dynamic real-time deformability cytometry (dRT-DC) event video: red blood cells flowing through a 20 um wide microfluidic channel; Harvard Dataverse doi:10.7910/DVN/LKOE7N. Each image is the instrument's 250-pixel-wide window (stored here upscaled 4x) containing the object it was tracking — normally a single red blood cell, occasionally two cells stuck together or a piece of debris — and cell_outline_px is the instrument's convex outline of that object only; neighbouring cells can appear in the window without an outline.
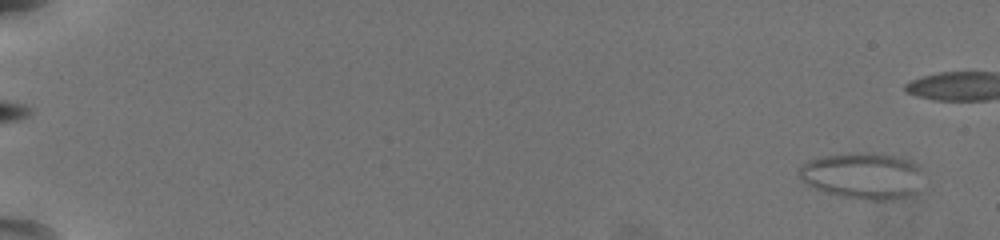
{"species": "common noctule bat (a hibernating species)", "species_latin": "Nyctalus noctula", "temperature_condition": "warm", "stored_images_in_passage": 64, "camera_frame_rate_fps": 3000, "um_per_image_px": 0.085, "animal": {"sex": "female", "body_mass_g": 19.5, "forearm_length_mm": 54.1}, "frame": {"image": 1, "passage_image": 4, "time_ms": 1.0, "image_size_px": [1000, 240], "cell_outline_px": [[916, 168], [908, 192], [904, 196], [876, 200], [844, 196], [808, 184], [800, 176], [800, 168], [804, 164], [812, 160], [824, 156], [848, 152], [872, 152], [892, 156], [916, 164]], "centroid_in_image_um": [73.14, 14.87], "position_along_channel_um": 11.9, "area_um2": 30.75}}
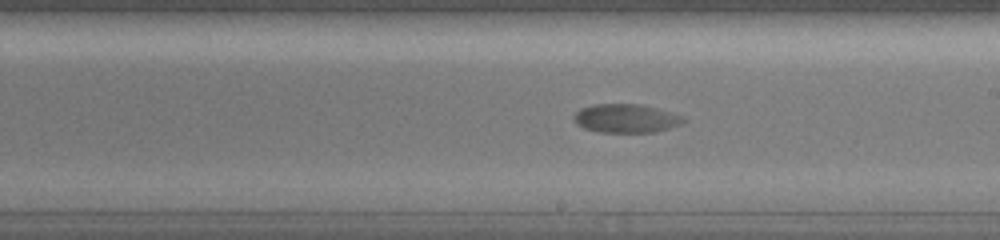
{"frame": {"image": 2, "passage_image": 40, "time_ms": 13.0, "image_size_px": [1000, 240], "cell_outline_px": [[684, 120], [680, 124], [656, 132], [600, 132], [584, 128], [576, 124], [576, 112], [580, 108], [596, 104], [640, 104], [680, 116]], "centroid_in_image_um": [53.15, 10.07], "position_along_channel_um": 235.8, "area_um2": 17.74}}
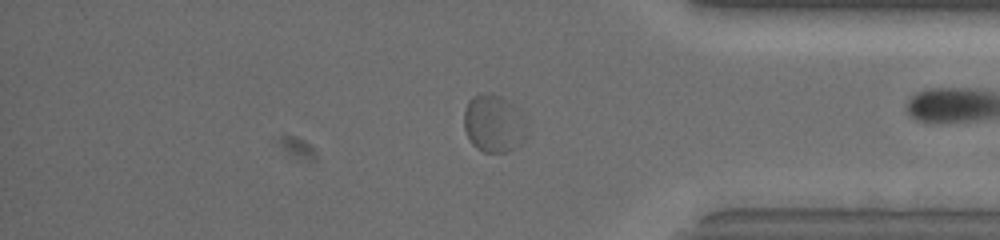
{"frame": {"image": 3, "passage_image": 54, "time_ms": 17.667, "image_size_px": [1000, 240], "cell_outline_px": [[524, 140], [516, 148], [508, 152], [484, 152], [476, 148], [472, 144], [464, 128], [464, 112], [468, 100], [484, 92], [500, 96], [504, 100], [524, 136]], "centroid_in_image_um": [41.77, 10.57], "position_along_channel_um": 393.4, "area_um2": 19.19}, "authors_computed_cell_mechanics": {"area_um2": 19.2185, "velocity_mm_per_s": 3.5766, "shape_relaxation_time_tau1_ms": 3.6258, "shape_relaxation_time_tau2_ms": null, "deformation_change_tau1": 0.0994, "deformation_change_tau2": null}}